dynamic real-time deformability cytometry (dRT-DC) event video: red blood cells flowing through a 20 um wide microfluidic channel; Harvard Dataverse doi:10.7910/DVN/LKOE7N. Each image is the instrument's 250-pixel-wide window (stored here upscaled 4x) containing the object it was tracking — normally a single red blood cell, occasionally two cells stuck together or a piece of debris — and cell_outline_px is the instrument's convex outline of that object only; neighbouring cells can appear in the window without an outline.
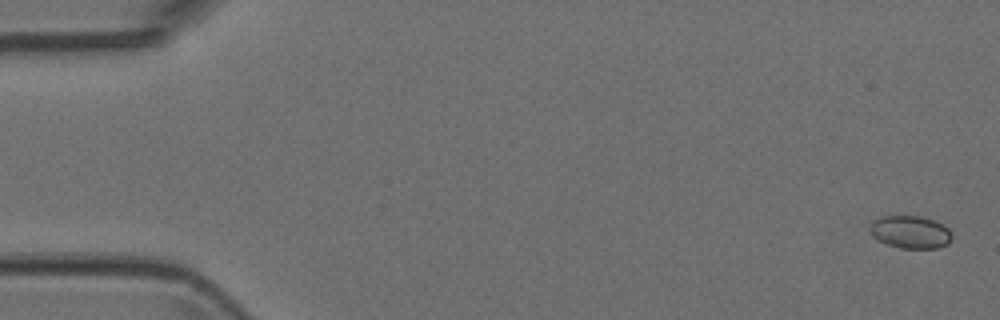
{"species": "Egyptian fruit bat (a non-hibernating species)", "species_latin": "Rousettus aegyptiacus", "temperature_condition": "room temperature", "stored_images_in_passage": 5, "camera_frame_rate_fps": 3000, "um_per_image_px": 0.085, "animal": {"sex": "female"}, "frame": {"image": 1, "passage_image": 1, "time_ms": 0.0, "image_size_px": [1000, 320], "cell_outline_px": [[952, 236], [948, 244], [936, 248], [900, 248], [888, 244], [872, 236], [872, 224], [876, 220], [884, 216], [920, 216], [944, 224], [952, 232]], "centroid_in_image_um": [77.46, 19.73], "position_along_channel_um": 7.5, "area_um2": 15.32}}
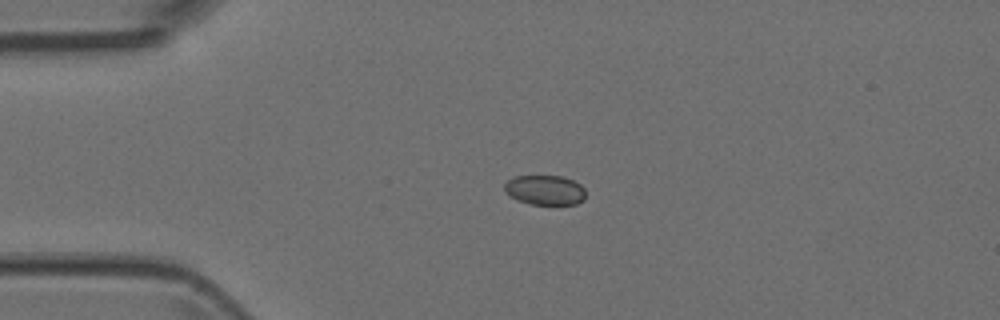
{"frame": {"image": 2, "passage_image": 4, "time_ms": 1.0, "image_size_px": [1000, 320], "cell_outline_px": [[584, 200], [576, 204], [532, 204], [516, 200], [504, 192], [504, 184], [512, 176], [560, 176], [572, 180], [580, 184], [584, 188]], "centroid_in_image_um": [46.28, 16.15], "position_along_channel_um": 38.7, "area_um2": 14.1}}